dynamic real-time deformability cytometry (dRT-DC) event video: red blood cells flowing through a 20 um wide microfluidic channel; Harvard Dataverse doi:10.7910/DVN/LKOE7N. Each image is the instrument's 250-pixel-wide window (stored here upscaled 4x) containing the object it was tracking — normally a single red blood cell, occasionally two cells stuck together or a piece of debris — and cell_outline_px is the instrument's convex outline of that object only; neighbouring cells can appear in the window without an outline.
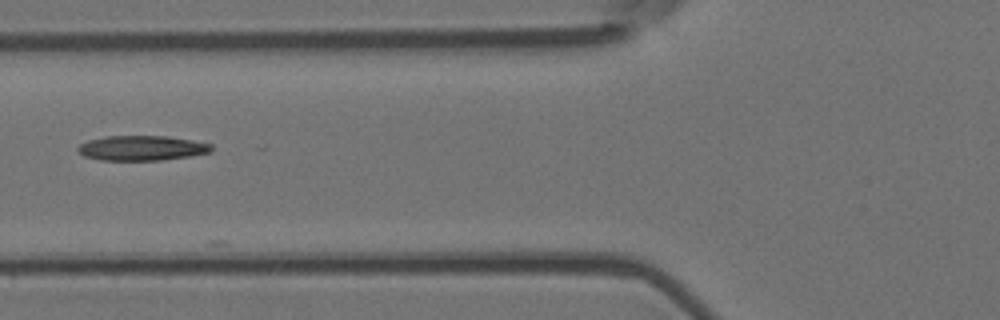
{"species": "Egyptian fruit bat (a non-hibernating species)", "species_latin": "Rousettus aegyptiacus", "temperature_condition": "room temperature", "stored_images_in_passage": 6, "camera_frame_rate_fps": 3000, "um_per_image_px": 0.085, "animal": {"sex": "female"}, "frame": {"image": 1, "passage_image": 6, "time_ms": 1.667, "image_size_px": [1000, 320], "cell_outline_px": [[212, 152], [188, 156], [160, 160], [100, 160], [84, 156], [76, 152], [76, 148], [80, 144], [88, 140], [108, 136], [168, 136], [212, 144]], "centroid_in_image_um": [12.01, 12.58], "position_along_channel_um": 113.8, "area_um2": 19.36}}